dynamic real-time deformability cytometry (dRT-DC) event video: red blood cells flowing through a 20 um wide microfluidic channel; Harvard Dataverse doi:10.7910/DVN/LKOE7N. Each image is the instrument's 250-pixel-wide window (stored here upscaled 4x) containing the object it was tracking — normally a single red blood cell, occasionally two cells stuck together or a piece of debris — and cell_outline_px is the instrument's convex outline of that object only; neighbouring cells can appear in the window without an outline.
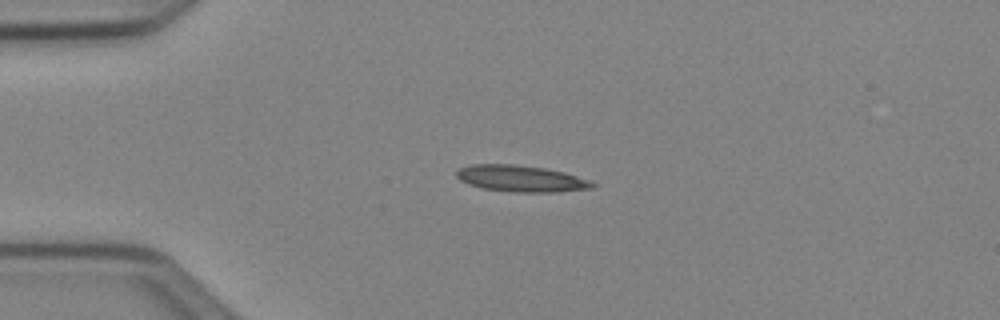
{"species": "Egyptian fruit bat (a non-hibernating species)", "species_latin": "Rousettus aegyptiacus", "temperature_condition": "cold", "stored_images_in_passage": 40, "camera_frame_rate_fps": 3000, "um_per_image_px": 0.085, "animal": {"sex": "female"}, "frame": {"image": 1, "passage_image": 1, "time_ms": 0.0, "image_size_px": [1000, 320], "cell_outline_px": [[596, 184], [592, 188], [556, 192], [512, 192], [480, 188], [468, 184], [460, 180], [456, 176], [456, 172], [460, 168], [472, 164], [512, 164], [544, 168], [564, 172], [592, 180]], "centroid_in_image_um": [44.29, 15.18], "position_along_channel_um": 40.7, "area_um2": 21.04}}
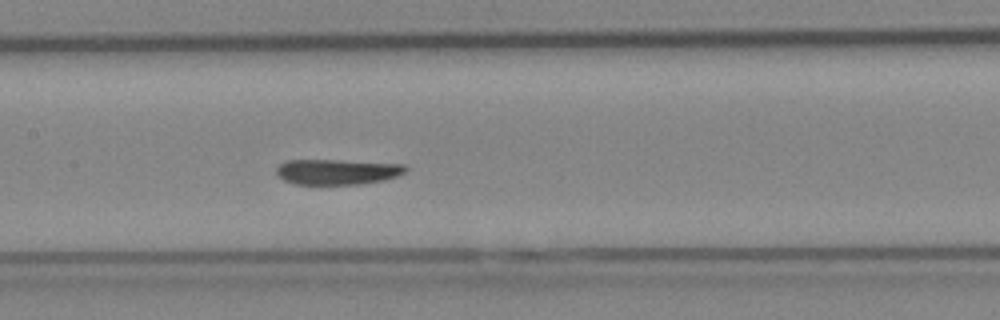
{"frame": {"image": 2, "passage_image": 14, "time_ms": 4.333, "image_size_px": [1000, 320], "cell_outline_px": [[408, 168], [400, 176], [384, 180], [360, 184], [296, 184], [284, 180], [276, 176], [276, 168], [284, 160], [340, 160], [404, 164]], "centroid_in_image_um": [28.66, 14.6], "position_along_channel_um": 178.7, "area_um2": 19.31}}
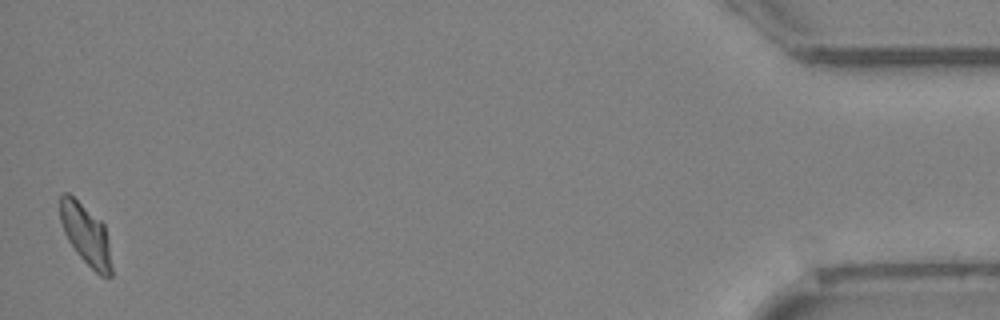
{"frame": {"image": 3, "passage_image": 40, "time_ms": 13.0, "image_size_px": [1000, 320], "cell_outline_px": [[112, 276], [100, 276], [76, 252], [68, 240], [64, 232], [60, 220], [60, 196], [64, 192], [68, 192], [100, 220], [104, 224], [108, 244], [112, 268]], "centroid_in_image_um": [7.28, 19.92], "position_along_channel_um": 427.9, "area_um2": 17.92}, "authors_computed_cell_mechanics": {"area_um2": 19.363, "velocity_mm_per_s": 3.9003, "shape_relaxation_time_tau1_ms": 5.0897, "shape_relaxation_time_tau2_ms": 1.6101, "deformation_change_tau1": 0.1924, "deformation_change_tau2": 0.0847}}